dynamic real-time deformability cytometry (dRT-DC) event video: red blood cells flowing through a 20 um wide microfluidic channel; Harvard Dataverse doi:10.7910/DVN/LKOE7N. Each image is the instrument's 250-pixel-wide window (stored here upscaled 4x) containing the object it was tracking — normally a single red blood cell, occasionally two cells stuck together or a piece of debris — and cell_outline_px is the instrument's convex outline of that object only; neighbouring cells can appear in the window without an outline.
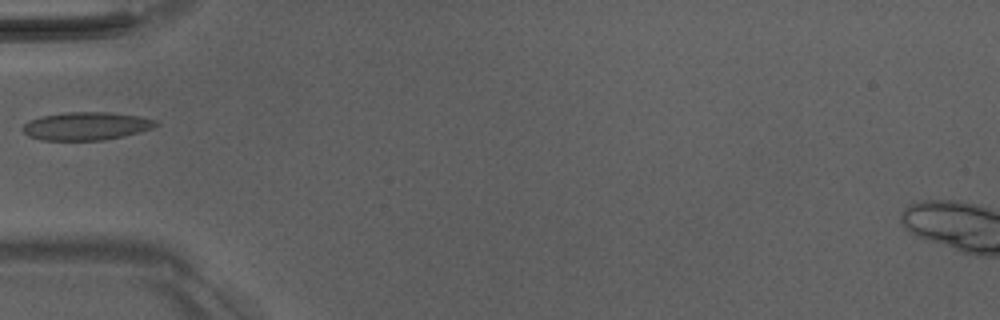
{"species": "Egyptian fruit bat (a non-hibernating species)", "species_latin": "Rousettus aegyptiacus", "temperature_condition": "room temperature", "stored_images_in_passage": 2, "camera_frame_rate_fps": 3000, "um_per_image_px": 0.085, "animal": {"sex": "male"}, "frame": {"image": 1, "passage_image": 1, "time_ms": 0.0, "image_size_px": [1000, 320], "cell_outline_px": [[160, 124], [152, 128], [124, 136], [100, 140], [40, 140], [28, 136], [20, 128], [28, 120], [40, 116], [64, 112], [104, 112], [140, 116], [156, 120]], "centroid_in_image_um": [7.29, 10.71], "position_along_channel_um": 77.7, "area_um2": 21.85}}